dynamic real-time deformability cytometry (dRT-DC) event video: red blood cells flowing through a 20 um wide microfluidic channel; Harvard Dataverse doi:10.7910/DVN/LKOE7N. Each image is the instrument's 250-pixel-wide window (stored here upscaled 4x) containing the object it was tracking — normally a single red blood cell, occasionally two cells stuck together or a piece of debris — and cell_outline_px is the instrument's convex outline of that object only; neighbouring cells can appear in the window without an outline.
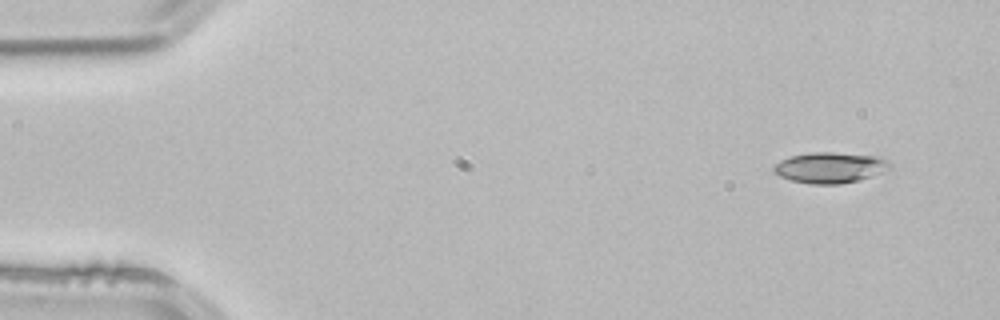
{"species": "common noctule bat (a hibernating species)", "species_latin": "Nyctalus noctula", "temperature_condition": "room temperature", "stored_images_in_passage": 3, "camera_frame_rate_fps": 3000, "um_per_image_px": 0.085, "animal": {"sex": "male", "body_mass_g": 21.5, "forearm_length_mm": 52.0}, "frame": {"image": 1, "passage_image": 1, "time_ms": 0.0, "image_size_px": [1000, 320], "cell_outline_px": [[892, 164], [888, 168], [872, 176], [860, 180], [840, 184], [808, 184], [792, 180], [780, 176], [772, 168], [780, 160], [792, 156], [808, 152], [832, 152], [880, 156], [888, 160]], "centroid_in_image_um": [70.57, 14.24], "position_along_channel_um": 14.4, "area_um2": 20.81}}
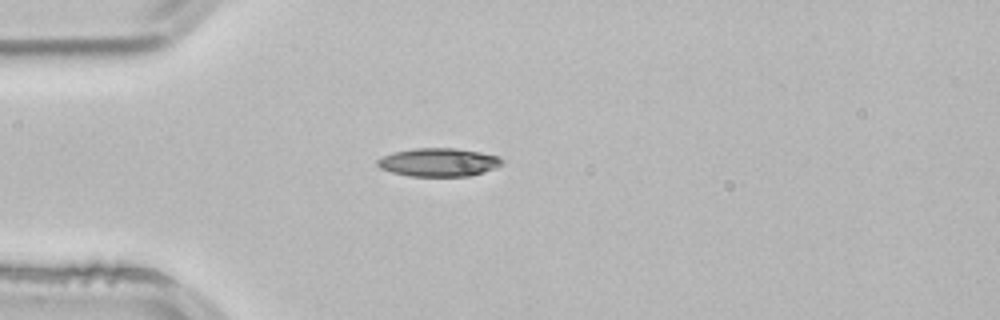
{"frame": {"image": 2, "passage_image": 3, "time_ms": 0.667, "image_size_px": [1000, 320], "cell_outline_px": [[504, 164], [496, 168], [484, 172], [468, 176], [408, 176], [392, 172], [380, 168], [376, 164], [376, 160], [392, 152], [416, 148], [456, 148], [480, 152], [500, 156], [504, 160]], "centroid_in_image_um": [37.32, 13.79], "position_along_channel_um": 47.7, "area_um2": 20.75}}